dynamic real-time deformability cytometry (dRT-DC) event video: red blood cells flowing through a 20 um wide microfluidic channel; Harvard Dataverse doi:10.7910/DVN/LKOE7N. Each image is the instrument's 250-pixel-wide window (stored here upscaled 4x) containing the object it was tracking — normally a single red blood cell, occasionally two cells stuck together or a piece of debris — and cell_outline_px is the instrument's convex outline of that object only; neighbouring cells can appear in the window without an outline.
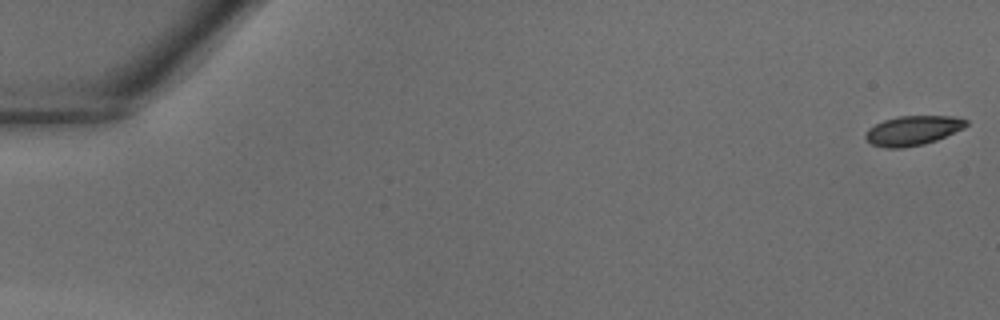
{"species": "common noctule bat (a hibernating species)", "species_latin": "Nyctalus noctula", "temperature_condition": "warm", "stored_images_in_passage": 41, "camera_frame_rate_fps": 3000, "um_per_image_px": 0.085, "animal": {"sex": "male", "body_mass_g": 18.8}, "frame": {"image": 1, "passage_image": 1, "time_ms": 0.0, "image_size_px": [1000, 320], "cell_outline_px": [[968, 124], [964, 128], [936, 140], [924, 144], [904, 148], [884, 148], [872, 144], [864, 136], [868, 128], [884, 120], [900, 116], [956, 116], [968, 120]], "centroid_in_image_um": [77.6, 11.09], "position_along_channel_um": 7.4, "area_um2": 17.34}}
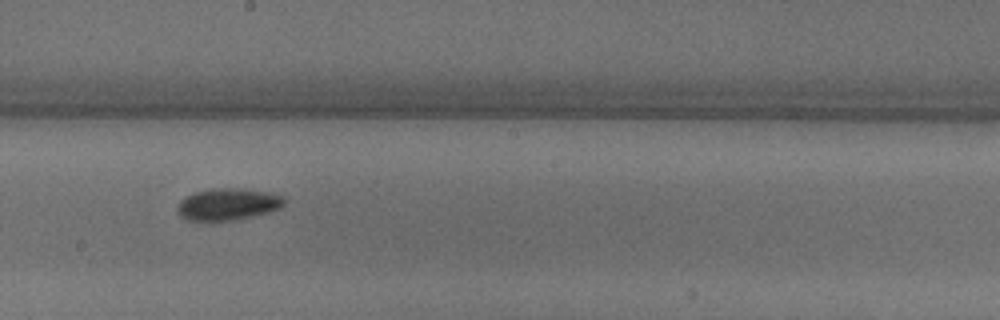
{"frame": {"image": 2, "passage_image": 24, "time_ms": 7.667, "image_size_px": [1000, 320], "cell_outline_px": [[284, 204], [280, 208], [268, 212], [252, 216], [232, 220], [208, 224], [188, 220], [180, 216], [176, 208], [180, 200], [196, 192], [212, 188], [244, 188], [268, 192], [284, 196]], "centroid_in_image_um": [19.33, 17.39], "position_along_channel_um": 228.9, "area_um2": 20.35}}
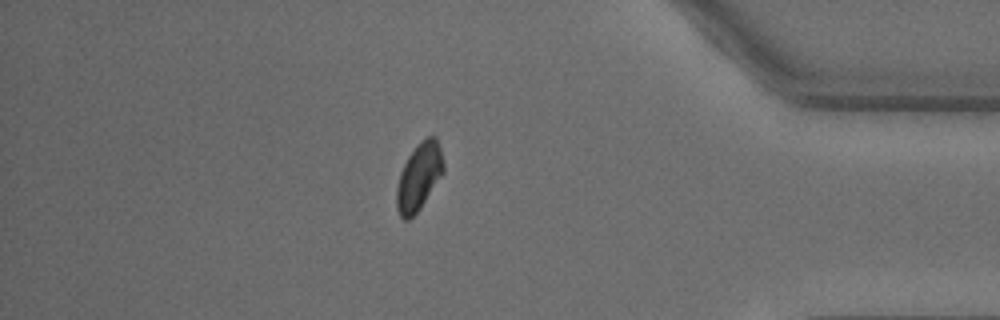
{"frame": {"image": 3, "passage_image": 36, "time_ms": 11.667, "image_size_px": [1000, 320], "cell_outline_px": [[444, 172], [420, 208], [408, 220], [404, 220], [400, 216], [396, 208], [396, 188], [400, 172], [408, 156], [420, 140], [428, 136], [436, 136], [440, 148], [444, 164]], "centroid_in_image_um": [35.6, 15.01], "position_along_channel_um": 399.6, "area_um2": 18.32}}